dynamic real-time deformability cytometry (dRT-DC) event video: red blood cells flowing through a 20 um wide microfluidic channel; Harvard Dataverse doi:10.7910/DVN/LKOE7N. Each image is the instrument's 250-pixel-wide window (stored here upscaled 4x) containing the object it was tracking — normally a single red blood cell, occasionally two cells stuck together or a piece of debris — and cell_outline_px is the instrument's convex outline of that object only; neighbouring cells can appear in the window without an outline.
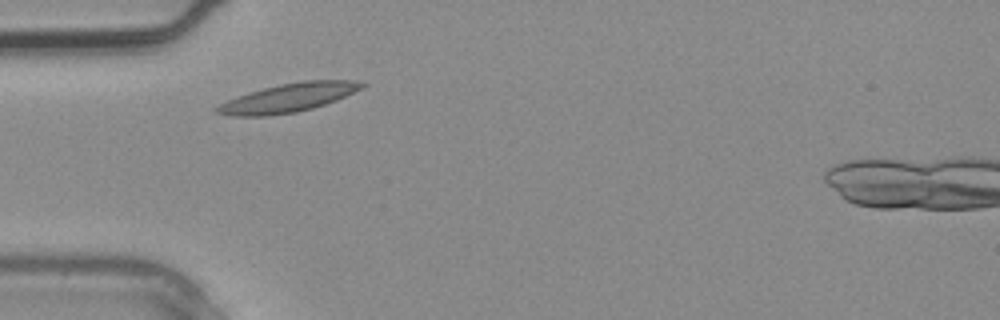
{"species": "common noctule bat (a hibernating species)", "species_latin": "Nyctalus noctula", "temperature_condition": "warm", "stored_images_in_passage": 2, "camera_frame_rate_fps": 3000, "um_per_image_px": 0.085, "animal": {"sex": "male", "body_mass_g": 20.4}, "frame": {"image": 1, "passage_image": 1, "time_ms": 0.0, "image_size_px": [1000, 320], "cell_outline_px": [[368, 84], [336, 100], [312, 108], [296, 112], [264, 116], [232, 116], [216, 112], [212, 108], [236, 96], [264, 88], [280, 84], [304, 80], [352, 80]], "centroid_in_image_um": [24.46, 8.31], "position_along_channel_um": 60.5, "area_um2": 23.87}}